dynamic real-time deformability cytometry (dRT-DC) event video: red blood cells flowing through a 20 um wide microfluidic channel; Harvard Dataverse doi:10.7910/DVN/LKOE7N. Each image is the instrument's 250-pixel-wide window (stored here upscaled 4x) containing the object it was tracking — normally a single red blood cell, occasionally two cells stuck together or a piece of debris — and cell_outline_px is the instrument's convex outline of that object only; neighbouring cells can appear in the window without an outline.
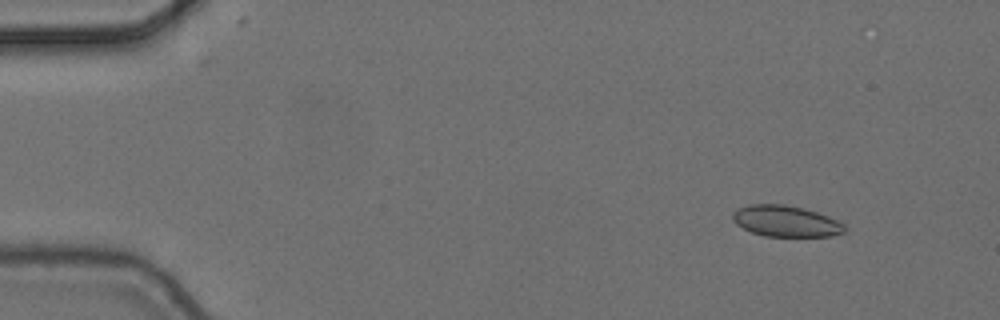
{"species": "common noctule bat (a hibernating species)", "species_latin": "Nyctalus noctula", "temperature_condition": "cold", "stored_images_in_passage": 4, "camera_frame_rate_fps": 3000, "um_per_image_px": 0.085, "animal": {"sex": "female", "body_mass_g": 24.6, "forearm_length_mm": 56.2}, "frame": {"image": 1, "passage_image": 1, "time_ms": 0.0, "image_size_px": [1000, 320], "cell_outline_px": [[844, 232], [832, 236], [764, 236], [752, 232], [736, 224], [732, 220], [732, 212], [736, 208], [748, 204], [784, 204], [804, 208], [840, 220], [844, 224]], "centroid_in_image_um": [66.77, 18.78], "position_along_channel_um": 18.2, "area_um2": 20.46}}
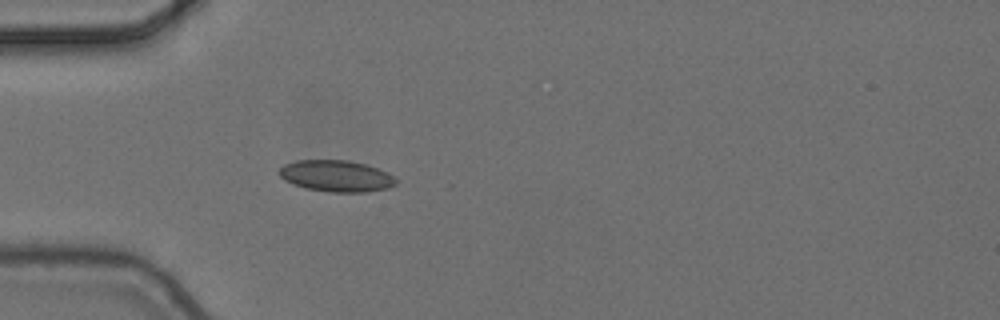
{"frame": {"image": 2, "passage_image": 4, "time_ms": 1.0, "image_size_px": [1000, 320], "cell_outline_px": [[396, 184], [388, 188], [368, 192], [332, 192], [304, 188], [284, 180], [276, 172], [284, 164], [296, 160], [348, 160], [364, 164], [388, 172], [396, 180]], "centroid_in_image_um": [28.55, 14.96], "position_along_channel_um": 56.4, "area_um2": 21.44}}